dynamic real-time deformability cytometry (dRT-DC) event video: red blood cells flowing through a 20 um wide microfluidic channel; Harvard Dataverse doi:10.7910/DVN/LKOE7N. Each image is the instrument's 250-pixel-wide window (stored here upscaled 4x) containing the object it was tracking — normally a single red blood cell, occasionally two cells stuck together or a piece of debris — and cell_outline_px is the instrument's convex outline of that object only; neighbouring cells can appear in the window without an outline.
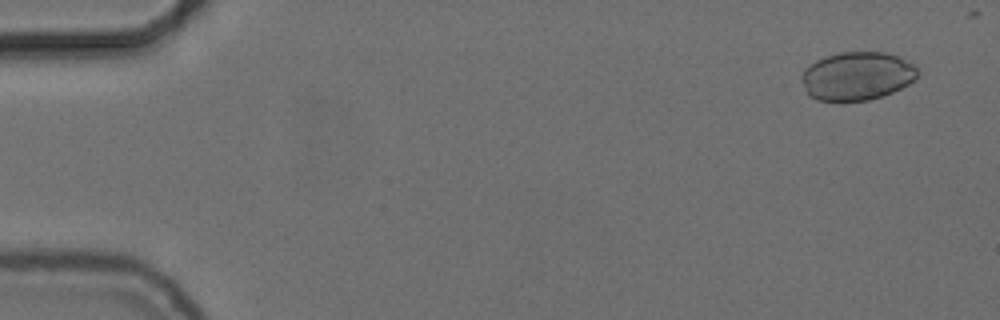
{"species": "common noctule bat (a hibernating species)", "species_latin": "Nyctalus noctula", "temperature_condition": "cold", "stored_images_in_passage": 49, "camera_frame_rate_fps": 3000, "um_per_image_px": 0.085, "animal": {"sex": "female", "body_mass_g": 24.6, "forearm_length_mm": 56.2}, "frame": {"image": 1, "passage_image": 3, "time_ms": 0.667, "image_size_px": [1000, 320], "cell_outline_px": [[916, 76], [908, 84], [892, 92], [868, 100], [816, 100], [808, 92], [800, 80], [800, 76], [804, 68], [816, 60], [824, 56], [840, 52], [884, 52], [900, 56], [912, 64], [916, 68]], "centroid_in_image_um": [72.81, 6.44], "position_along_channel_um": 12.2, "area_um2": 32.43}}
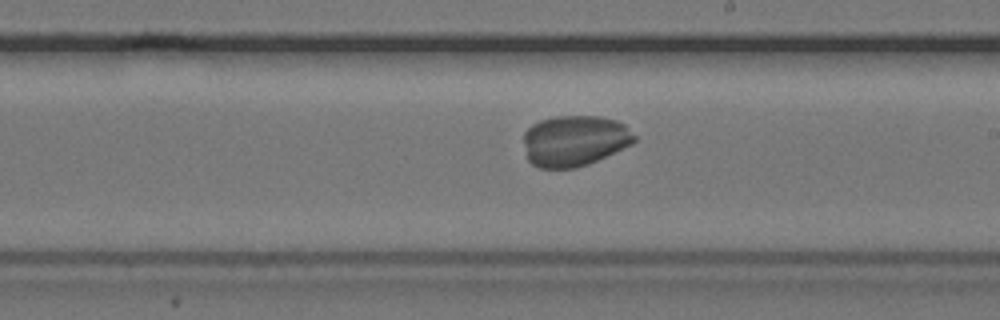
{"frame": {"image": 2, "passage_image": 32, "time_ms": 10.333, "image_size_px": [1000, 320], "cell_outline_px": [[636, 140], [632, 144], [588, 164], [576, 168], [540, 168], [532, 164], [528, 160], [524, 140], [524, 132], [532, 124], [540, 120], [556, 116], [600, 116], [616, 120], [624, 124], [636, 136]], "centroid_in_image_um": [48.84, 11.95], "position_along_channel_um": 240.2, "area_um2": 32.83}}
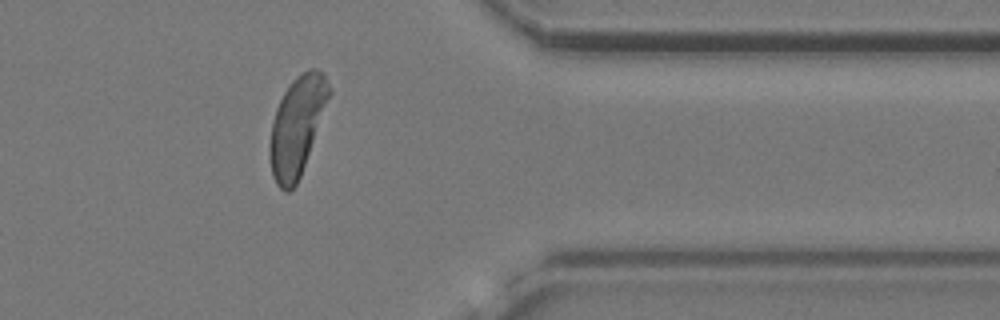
{"frame": {"image": 3, "passage_image": 45, "time_ms": 14.667, "image_size_px": [1000, 320], "cell_outline_px": [[332, 92], [300, 176], [296, 184], [288, 192], [284, 192], [276, 184], [272, 176], [268, 156], [268, 144], [272, 120], [276, 108], [284, 92], [292, 80], [296, 76], [308, 68], [316, 68], [324, 72]], "centroid_in_image_um": [25.23, 10.69], "position_along_channel_um": 386.2, "area_um2": 34.39}}